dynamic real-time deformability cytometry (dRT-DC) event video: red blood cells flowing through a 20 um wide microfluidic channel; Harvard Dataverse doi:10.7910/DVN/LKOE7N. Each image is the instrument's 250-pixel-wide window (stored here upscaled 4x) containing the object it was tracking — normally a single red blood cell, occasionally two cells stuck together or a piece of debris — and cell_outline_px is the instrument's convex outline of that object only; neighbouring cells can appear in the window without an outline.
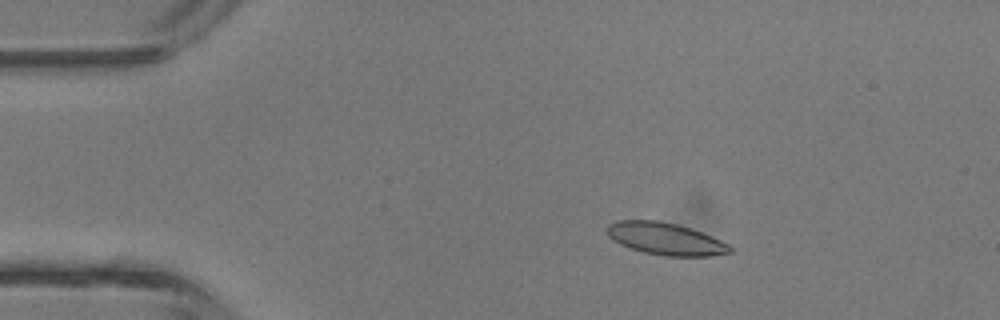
{"species": "common noctule bat (a hibernating species)", "species_latin": "Nyctalus noctula", "temperature_condition": "room temperature", "stored_images_in_passage": 5, "camera_frame_rate_fps": 3000, "um_per_image_px": 0.085, "animal": {"sex": "male", "body_mass_g": 13.3}, "frame": {"image": 1, "passage_image": 2, "time_ms": 1.333, "image_size_px": [1000, 320], "cell_outline_px": [[732, 252], [712, 256], [664, 256], [644, 252], [620, 244], [608, 236], [608, 224], [616, 220], [656, 220], [676, 224], [692, 228], [712, 236], [728, 244], [732, 248]], "centroid_in_image_um": [56.58, 20.29], "position_along_channel_um": 28.4, "area_um2": 23.0}}
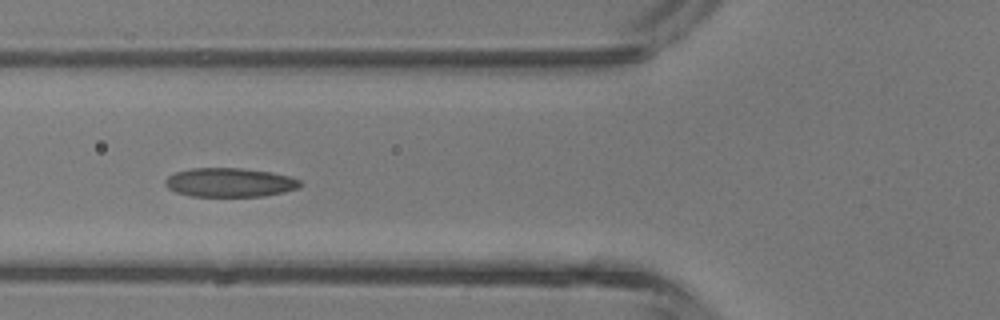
{"frame": {"image": 2, "passage_image": 4, "time_ms": 4.333, "image_size_px": [1000, 320], "cell_outline_px": [[300, 188], [284, 192], [264, 196], [192, 196], [176, 192], [168, 188], [164, 184], [164, 180], [168, 176], [176, 172], [192, 168], [240, 168], [272, 172], [288, 176], [300, 180]], "centroid_in_image_um": [19.52, 15.51], "position_along_channel_um": 106.3, "area_um2": 22.77}}
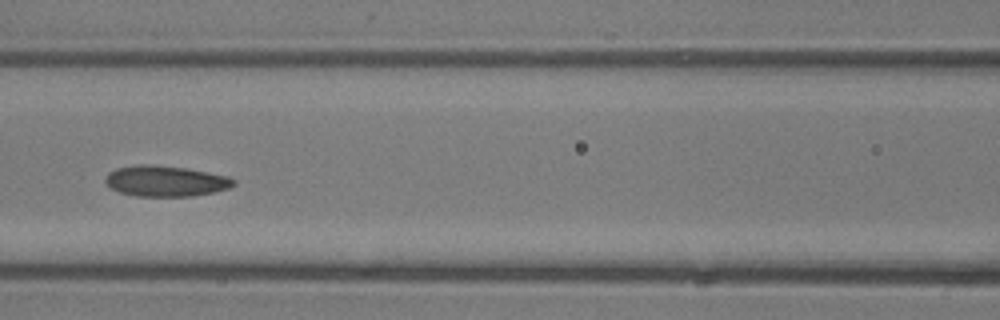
{"frame": {"image": 3, "passage_image": 5, "time_ms": 5.333, "image_size_px": [1000, 320], "cell_outline_px": [[236, 184], [228, 188], [212, 192], [192, 196], [136, 196], [120, 192], [112, 188], [104, 180], [108, 172], [116, 168], [140, 164], [152, 164], [184, 168], [228, 176], [236, 180]], "centroid_in_image_um": [14.07, 15.38], "position_along_channel_um": 152.5, "area_um2": 22.83}}